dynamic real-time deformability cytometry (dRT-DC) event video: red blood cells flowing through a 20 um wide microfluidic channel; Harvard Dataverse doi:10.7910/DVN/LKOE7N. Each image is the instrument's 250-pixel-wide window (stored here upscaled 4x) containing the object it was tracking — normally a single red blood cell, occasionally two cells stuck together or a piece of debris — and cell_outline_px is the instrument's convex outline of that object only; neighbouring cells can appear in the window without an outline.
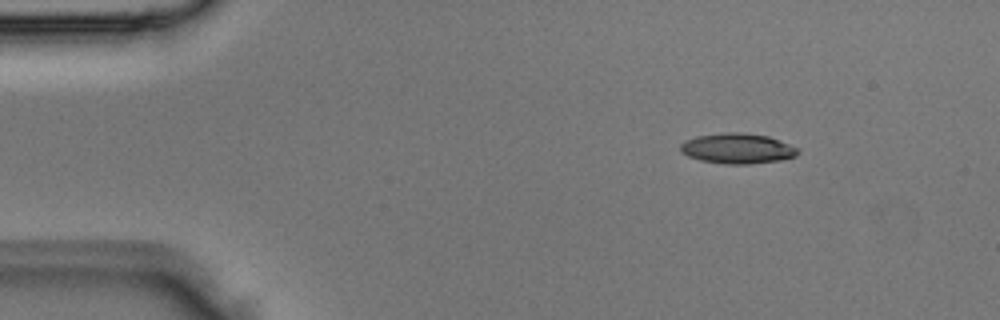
{"species": "Egyptian fruit bat (a non-hibernating species)", "species_latin": "Rousettus aegyptiacus", "temperature_condition": "room temperature", "stored_images_in_passage": 4, "camera_frame_rate_fps": 3000, "um_per_image_px": 0.085, "animal": {"sex": "male"}, "frame": {"image": 1, "passage_image": 1, "time_ms": 0.0, "image_size_px": [1000, 320], "cell_outline_px": [[800, 152], [796, 156], [780, 160], [748, 164], [724, 164], [700, 160], [688, 156], [680, 152], [680, 144], [684, 140], [696, 136], [728, 132], [740, 132], [768, 136], [800, 148]], "centroid_in_image_um": [62.68, 12.62], "position_along_channel_um": 22.3, "area_um2": 20.87}}
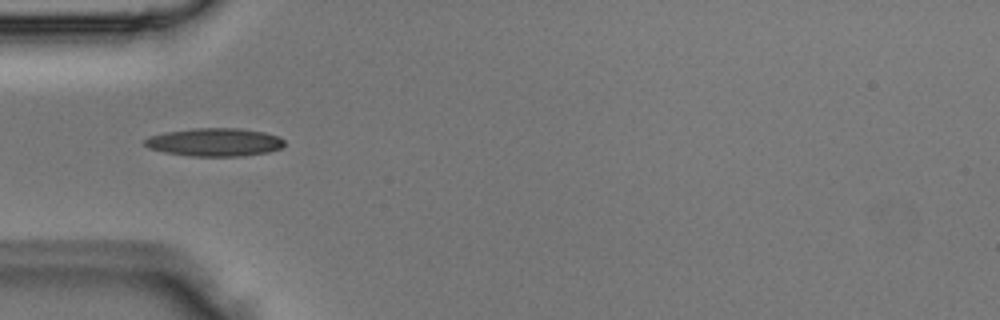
{"frame": {"image": 2, "passage_image": 3, "time_ms": 0.667, "image_size_px": [1000, 320], "cell_outline_px": [[284, 144], [280, 148], [268, 152], [240, 156], [192, 156], [164, 152], [148, 148], [144, 144], [144, 140], [148, 136], [164, 132], [196, 128], [236, 128], [264, 132], [280, 136], [284, 140]], "centroid_in_image_um": [18.22, 12.08], "position_along_channel_um": 66.8, "area_um2": 22.89}}